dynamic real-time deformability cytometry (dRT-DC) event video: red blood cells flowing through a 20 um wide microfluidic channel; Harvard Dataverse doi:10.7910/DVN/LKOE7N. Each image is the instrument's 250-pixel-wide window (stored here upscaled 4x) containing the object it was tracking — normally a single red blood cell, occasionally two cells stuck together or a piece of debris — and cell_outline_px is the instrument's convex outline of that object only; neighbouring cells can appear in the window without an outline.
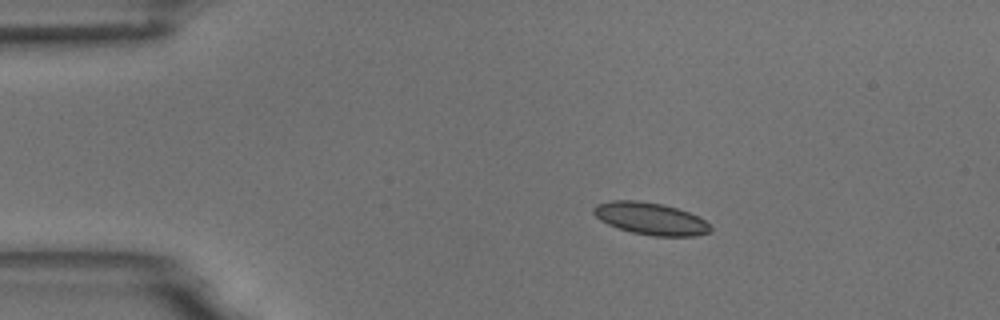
{"species": "common noctule bat (a hibernating species)", "species_latin": "Nyctalus noctula", "temperature_condition": "room temperature", "stored_images_in_passage": 18, "camera_frame_rate_fps": 3000, "um_per_image_px": 0.085, "animal": {"sex": "male", "body_mass_g": 18.8}, "frame": {"image": 1, "passage_image": 11, "time_ms": 3.333, "image_size_px": [1000, 320], "cell_outline_px": [[712, 228], [708, 232], [692, 236], [652, 236], [632, 232], [608, 224], [600, 220], [592, 212], [592, 208], [596, 204], [612, 200], [636, 200], [664, 204], [688, 212], [704, 220]], "centroid_in_image_um": [55.25, 18.57], "position_along_channel_um": 29.7, "area_um2": 21.73}}